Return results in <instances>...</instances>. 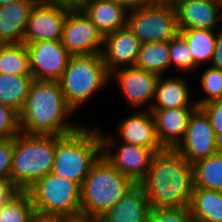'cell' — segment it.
Segmentation results:
<instances>
[{"instance_id": "6da1fadb", "label": "cell", "mask_w": 222, "mask_h": 222, "mask_svg": "<svg viewBox=\"0 0 222 222\" xmlns=\"http://www.w3.org/2000/svg\"><path fill=\"white\" fill-rule=\"evenodd\" d=\"M139 185L151 208L189 207L194 187L193 164L176 149L164 148L154 153Z\"/></svg>"}, {"instance_id": "7a4b0ae2", "label": "cell", "mask_w": 222, "mask_h": 222, "mask_svg": "<svg viewBox=\"0 0 222 222\" xmlns=\"http://www.w3.org/2000/svg\"><path fill=\"white\" fill-rule=\"evenodd\" d=\"M74 111L66 104L59 81H36L18 112L20 132L64 136L80 126L68 120Z\"/></svg>"}, {"instance_id": "3957f363", "label": "cell", "mask_w": 222, "mask_h": 222, "mask_svg": "<svg viewBox=\"0 0 222 222\" xmlns=\"http://www.w3.org/2000/svg\"><path fill=\"white\" fill-rule=\"evenodd\" d=\"M135 185L101 155L81 185V218L98 220Z\"/></svg>"}, {"instance_id": "277c9868", "label": "cell", "mask_w": 222, "mask_h": 222, "mask_svg": "<svg viewBox=\"0 0 222 222\" xmlns=\"http://www.w3.org/2000/svg\"><path fill=\"white\" fill-rule=\"evenodd\" d=\"M96 129L81 125L70 134L55 135L51 173L66 177L81 186L92 165L102 155L101 134Z\"/></svg>"}, {"instance_id": "5b68a950", "label": "cell", "mask_w": 222, "mask_h": 222, "mask_svg": "<svg viewBox=\"0 0 222 222\" xmlns=\"http://www.w3.org/2000/svg\"><path fill=\"white\" fill-rule=\"evenodd\" d=\"M55 135L26 134L14 136L10 180L20 191H27L52 170Z\"/></svg>"}, {"instance_id": "8992f818", "label": "cell", "mask_w": 222, "mask_h": 222, "mask_svg": "<svg viewBox=\"0 0 222 222\" xmlns=\"http://www.w3.org/2000/svg\"><path fill=\"white\" fill-rule=\"evenodd\" d=\"M109 82L101 54L70 56L59 80L65 102L74 112Z\"/></svg>"}, {"instance_id": "52a82bcc", "label": "cell", "mask_w": 222, "mask_h": 222, "mask_svg": "<svg viewBox=\"0 0 222 222\" xmlns=\"http://www.w3.org/2000/svg\"><path fill=\"white\" fill-rule=\"evenodd\" d=\"M27 192L35 212L58 215L66 220L81 218V186L77 182L50 172Z\"/></svg>"}, {"instance_id": "ba28073f", "label": "cell", "mask_w": 222, "mask_h": 222, "mask_svg": "<svg viewBox=\"0 0 222 222\" xmlns=\"http://www.w3.org/2000/svg\"><path fill=\"white\" fill-rule=\"evenodd\" d=\"M126 25L141 43L170 41L180 31L175 7L166 0L128 11Z\"/></svg>"}, {"instance_id": "9c48e42d", "label": "cell", "mask_w": 222, "mask_h": 222, "mask_svg": "<svg viewBox=\"0 0 222 222\" xmlns=\"http://www.w3.org/2000/svg\"><path fill=\"white\" fill-rule=\"evenodd\" d=\"M71 56L96 55L103 50L104 36L78 6H69L60 39Z\"/></svg>"}, {"instance_id": "30bf717a", "label": "cell", "mask_w": 222, "mask_h": 222, "mask_svg": "<svg viewBox=\"0 0 222 222\" xmlns=\"http://www.w3.org/2000/svg\"><path fill=\"white\" fill-rule=\"evenodd\" d=\"M102 155L122 174L139 184L147 175L154 152L150 148L116 141L102 131ZM121 143V144H120ZM117 147V148H116ZM116 149V151L110 150Z\"/></svg>"}, {"instance_id": "8fae6325", "label": "cell", "mask_w": 222, "mask_h": 222, "mask_svg": "<svg viewBox=\"0 0 222 222\" xmlns=\"http://www.w3.org/2000/svg\"><path fill=\"white\" fill-rule=\"evenodd\" d=\"M69 4L39 0L32 8L24 36V44L60 40Z\"/></svg>"}, {"instance_id": "7c38bea8", "label": "cell", "mask_w": 222, "mask_h": 222, "mask_svg": "<svg viewBox=\"0 0 222 222\" xmlns=\"http://www.w3.org/2000/svg\"><path fill=\"white\" fill-rule=\"evenodd\" d=\"M222 148L209 118L197 108L189 118L183 140L175 148L189 163L207 158Z\"/></svg>"}, {"instance_id": "4fadbf2b", "label": "cell", "mask_w": 222, "mask_h": 222, "mask_svg": "<svg viewBox=\"0 0 222 222\" xmlns=\"http://www.w3.org/2000/svg\"><path fill=\"white\" fill-rule=\"evenodd\" d=\"M26 46L33 79L36 81H59L71 56L61 41H37L27 43Z\"/></svg>"}, {"instance_id": "5bb4252c", "label": "cell", "mask_w": 222, "mask_h": 222, "mask_svg": "<svg viewBox=\"0 0 222 222\" xmlns=\"http://www.w3.org/2000/svg\"><path fill=\"white\" fill-rule=\"evenodd\" d=\"M158 77L155 73L135 66L120 68L110 73V81L116 78L129 105L140 109V106L147 104V110L153 105Z\"/></svg>"}, {"instance_id": "9a60e30c", "label": "cell", "mask_w": 222, "mask_h": 222, "mask_svg": "<svg viewBox=\"0 0 222 222\" xmlns=\"http://www.w3.org/2000/svg\"><path fill=\"white\" fill-rule=\"evenodd\" d=\"M141 44L127 25L104 36L101 55L108 73L134 66Z\"/></svg>"}, {"instance_id": "2e32d148", "label": "cell", "mask_w": 222, "mask_h": 222, "mask_svg": "<svg viewBox=\"0 0 222 222\" xmlns=\"http://www.w3.org/2000/svg\"><path fill=\"white\" fill-rule=\"evenodd\" d=\"M179 30L181 29H209L221 30L216 26L222 19V0H183L175 5ZM221 27V28H220Z\"/></svg>"}, {"instance_id": "e0dca14e", "label": "cell", "mask_w": 222, "mask_h": 222, "mask_svg": "<svg viewBox=\"0 0 222 222\" xmlns=\"http://www.w3.org/2000/svg\"><path fill=\"white\" fill-rule=\"evenodd\" d=\"M117 130V141L150 148L154 153L164 149L157 138L153 114L146 108L124 118Z\"/></svg>"}, {"instance_id": "ac0fdd59", "label": "cell", "mask_w": 222, "mask_h": 222, "mask_svg": "<svg viewBox=\"0 0 222 222\" xmlns=\"http://www.w3.org/2000/svg\"><path fill=\"white\" fill-rule=\"evenodd\" d=\"M198 107L150 109L157 138L163 148L175 149L183 140L189 118Z\"/></svg>"}, {"instance_id": "d6986e66", "label": "cell", "mask_w": 222, "mask_h": 222, "mask_svg": "<svg viewBox=\"0 0 222 222\" xmlns=\"http://www.w3.org/2000/svg\"><path fill=\"white\" fill-rule=\"evenodd\" d=\"M39 0H17L0 6V44L23 43L32 8Z\"/></svg>"}, {"instance_id": "ffe728a7", "label": "cell", "mask_w": 222, "mask_h": 222, "mask_svg": "<svg viewBox=\"0 0 222 222\" xmlns=\"http://www.w3.org/2000/svg\"><path fill=\"white\" fill-rule=\"evenodd\" d=\"M150 208L145 190L136 184L97 222H146Z\"/></svg>"}, {"instance_id": "44dd1931", "label": "cell", "mask_w": 222, "mask_h": 222, "mask_svg": "<svg viewBox=\"0 0 222 222\" xmlns=\"http://www.w3.org/2000/svg\"><path fill=\"white\" fill-rule=\"evenodd\" d=\"M78 7L103 36L126 26L127 11L115 0H84Z\"/></svg>"}, {"instance_id": "7402d4cb", "label": "cell", "mask_w": 222, "mask_h": 222, "mask_svg": "<svg viewBox=\"0 0 222 222\" xmlns=\"http://www.w3.org/2000/svg\"><path fill=\"white\" fill-rule=\"evenodd\" d=\"M191 90L185 78L159 76L151 109L198 107L191 99Z\"/></svg>"}, {"instance_id": "603a6c76", "label": "cell", "mask_w": 222, "mask_h": 222, "mask_svg": "<svg viewBox=\"0 0 222 222\" xmlns=\"http://www.w3.org/2000/svg\"><path fill=\"white\" fill-rule=\"evenodd\" d=\"M189 208L194 222H222V191L194 186Z\"/></svg>"}, {"instance_id": "cb8c5ba5", "label": "cell", "mask_w": 222, "mask_h": 222, "mask_svg": "<svg viewBox=\"0 0 222 222\" xmlns=\"http://www.w3.org/2000/svg\"><path fill=\"white\" fill-rule=\"evenodd\" d=\"M218 32L219 30L198 28L181 29L179 31V34L186 40L194 64L197 67L204 61H212Z\"/></svg>"}, {"instance_id": "d4e9b609", "label": "cell", "mask_w": 222, "mask_h": 222, "mask_svg": "<svg viewBox=\"0 0 222 222\" xmlns=\"http://www.w3.org/2000/svg\"><path fill=\"white\" fill-rule=\"evenodd\" d=\"M134 66L158 76L164 75L162 73L171 68L169 41L142 43Z\"/></svg>"}, {"instance_id": "484cf974", "label": "cell", "mask_w": 222, "mask_h": 222, "mask_svg": "<svg viewBox=\"0 0 222 222\" xmlns=\"http://www.w3.org/2000/svg\"><path fill=\"white\" fill-rule=\"evenodd\" d=\"M34 81L32 75H10L0 73V103L19 112Z\"/></svg>"}, {"instance_id": "4316f807", "label": "cell", "mask_w": 222, "mask_h": 222, "mask_svg": "<svg viewBox=\"0 0 222 222\" xmlns=\"http://www.w3.org/2000/svg\"><path fill=\"white\" fill-rule=\"evenodd\" d=\"M194 186L222 191V148L193 164Z\"/></svg>"}, {"instance_id": "83f0119b", "label": "cell", "mask_w": 222, "mask_h": 222, "mask_svg": "<svg viewBox=\"0 0 222 222\" xmlns=\"http://www.w3.org/2000/svg\"><path fill=\"white\" fill-rule=\"evenodd\" d=\"M0 73L31 75L29 52L26 44H0Z\"/></svg>"}, {"instance_id": "f1b7e54d", "label": "cell", "mask_w": 222, "mask_h": 222, "mask_svg": "<svg viewBox=\"0 0 222 222\" xmlns=\"http://www.w3.org/2000/svg\"><path fill=\"white\" fill-rule=\"evenodd\" d=\"M34 213L31 196L27 191H20L0 207V222H29Z\"/></svg>"}, {"instance_id": "f546056e", "label": "cell", "mask_w": 222, "mask_h": 222, "mask_svg": "<svg viewBox=\"0 0 222 222\" xmlns=\"http://www.w3.org/2000/svg\"><path fill=\"white\" fill-rule=\"evenodd\" d=\"M169 57L171 66H176L180 71L189 72L198 68L186 40L180 34L169 41Z\"/></svg>"}, {"instance_id": "4dcf8cb0", "label": "cell", "mask_w": 222, "mask_h": 222, "mask_svg": "<svg viewBox=\"0 0 222 222\" xmlns=\"http://www.w3.org/2000/svg\"><path fill=\"white\" fill-rule=\"evenodd\" d=\"M200 78L206 98L195 101L198 108L206 103L222 99V70L208 66Z\"/></svg>"}, {"instance_id": "1f68e13d", "label": "cell", "mask_w": 222, "mask_h": 222, "mask_svg": "<svg viewBox=\"0 0 222 222\" xmlns=\"http://www.w3.org/2000/svg\"><path fill=\"white\" fill-rule=\"evenodd\" d=\"M146 222H194L189 207L150 208Z\"/></svg>"}, {"instance_id": "d6a6232c", "label": "cell", "mask_w": 222, "mask_h": 222, "mask_svg": "<svg viewBox=\"0 0 222 222\" xmlns=\"http://www.w3.org/2000/svg\"><path fill=\"white\" fill-rule=\"evenodd\" d=\"M19 133L18 112L12 107L0 103V140L14 137Z\"/></svg>"}, {"instance_id": "836d02e7", "label": "cell", "mask_w": 222, "mask_h": 222, "mask_svg": "<svg viewBox=\"0 0 222 222\" xmlns=\"http://www.w3.org/2000/svg\"><path fill=\"white\" fill-rule=\"evenodd\" d=\"M209 118L218 142L222 145V99L211 101L199 107Z\"/></svg>"}, {"instance_id": "e575fe53", "label": "cell", "mask_w": 222, "mask_h": 222, "mask_svg": "<svg viewBox=\"0 0 222 222\" xmlns=\"http://www.w3.org/2000/svg\"><path fill=\"white\" fill-rule=\"evenodd\" d=\"M14 137L0 140V179H10Z\"/></svg>"}, {"instance_id": "d590c367", "label": "cell", "mask_w": 222, "mask_h": 222, "mask_svg": "<svg viewBox=\"0 0 222 222\" xmlns=\"http://www.w3.org/2000/svg\"><path fill=\"white\" fill-rule=\"evenodd\" d=\"M20 190L10 179H0V207L9 202Z\"/></svg>"}, {"instance_id": "8d00e7d4", "label": "cell", "mask_w": 222, "mask_h": 222, "mask_svg": "<svg viewBox=\"0 0 222 222\" xmlns=\"http://www.w3.org/2000/svg\"><path fill=\"white\" fill-rule=\"evenodd\" d=\"M127 12L151 5L159 0H115Z\"/></svg>"}, {"instance_id": "74e56055", "label": "cell", "mask_w": 222, "mask_h": 222, "mask_svg": "<svg viewBox=\"0 0 222 222\" xmlns=\"http://www.w3.org/2000/svg\"><path fill=\"white\" fill-rule=\"evenodd\" d=\"M211 66L222 70V29L218 32Z\"/></svg>"}, {"instance_id": "f35d334b", "label": "cell", "mask_w": 222, "mask_h": 222, "mask_svg": "<svg viewBox=\"0 0 222 222\" xmlns=\"http://www.w3.org/2000/svg\"><path fill=\"white\" fill-rule=\"evenodd\" d=\"M65 218L58 215H48L35 212L29 222H65Z\"/></svg>"}, {"instance_id": "ab89813d", "label": "cell", "mask_w": 222, "mask_h": 222, "mask_svg": "<svg viewBox=\"0 0 222 222\" xmlns=\"http://www.w3.org/2000/svg\"><path fill=\"white\" fill-rule=\"evenodd\" d=\"M50 1H58V2L67 3L72 6H78L84 0H50Z\"/></svg>"}, {"instance_id": "60d3db41", "label": "cell", "mask_w": 222, "mask_h": 222, "mask_svg": "<svg viewBox=\"0 0 222 222\" xmlns=\"http://www.w3.org/2000/svg\"><path fill=\"white\" fill-rule=\"evenodd\" d=\"M65 222H97V220L78 218V219H68L65 220Z\"/></svg>"}, {"instance_id": "b9f144b4", "label": "cell", "mask_w": 222, "mask_h": 222, "mask_svg": "<svg viewBox=\"0 0 222 222\" xmlns=\"http://www.w3.org/2000/svg\"><path fill=\"white\" fill-rule=\"evenodd\" d=\"M14 1H17V0H0V6L12 3Z\"/></svg>"}, {"instance_id": "7bdbcfd3", "label": "cell", "mask_w": 222, "mask_h": 222, "mask_svg": "<svg viewBox=\"0 0 222 222\" xmlns=\"http://www.w3.org/2000/svg\"><path fill=\"white\" fill-rule=\"evenodd\" d=\"M168 1L169 3L175 5L178 1H183V0H166Z\"/></svg>"}]
</instances>
